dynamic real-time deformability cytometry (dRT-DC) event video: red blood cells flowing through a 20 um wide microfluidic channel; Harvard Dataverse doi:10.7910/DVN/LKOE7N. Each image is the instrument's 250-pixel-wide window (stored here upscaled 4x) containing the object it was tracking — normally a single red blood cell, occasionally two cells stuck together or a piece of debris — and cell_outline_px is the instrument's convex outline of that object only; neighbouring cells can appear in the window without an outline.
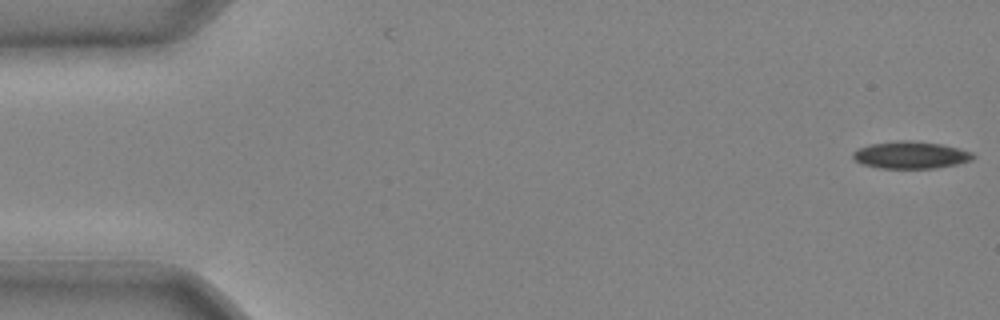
{"species": "common noctule bat (a hibernating species)", "species_latin": "Nyctalus noctula", "temperature_condition": "cold", "stored_images_in_passage": 42, "camera_frame_rate_fps": 3000, "um_per_image_px": 0.085, "animal": {"sex": "male", "body_mass_g": 20.4}, "frame": {"image": 1, "passage_image": 1, "time_ms": 0.0, "image_size_px": [1000, 320], "cell_outline_px": [[976, 156], [972, 160], [956, 164], [936, 168], [880, 168], [860, 164], [852, 156], [852, 152], [856, 148], [872, 144], [896, 140], [912, 140], [940, 144], [972, 152]], "centroid_in_image_um": [77.37, 13.17], "position_along_channel_um": 7.6, "area_um2": 19.07}}
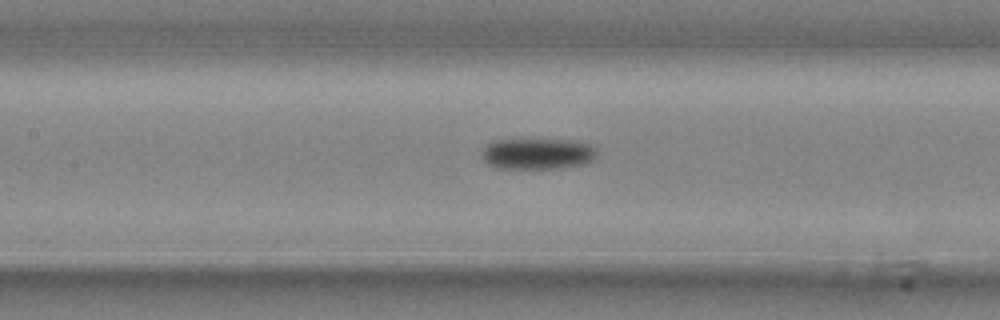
{"frame": {"image": 2, "passage_image": 20, "time_ms": 6.333, "image_size_px": [1000, 320], "cell_outline_px": [[596, 160], [588, 164], [564, 168], [496, 168], [488, 164], [480, 156], [484, 148], [492, 140], [568, 140], [592, 144], [596, 148]], "centroid_in_image_um": [45.74, 13.08], "position_along_channel_um": 161.7, "area_um2": 21.1}}
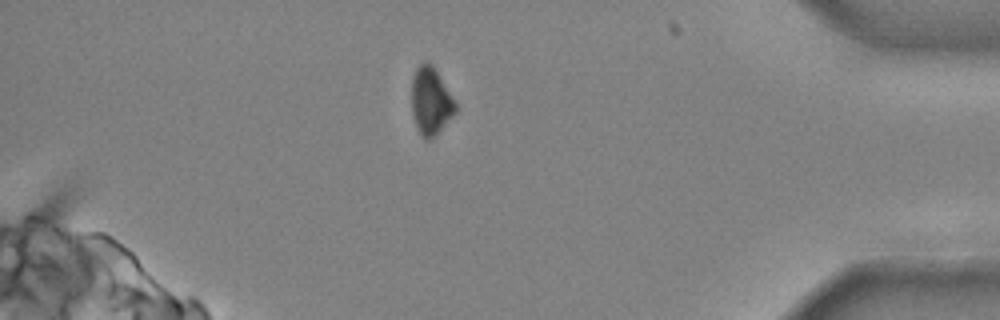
{"frame": {"image": 3, "passage_image": 38, "time_ms": 12.333, "image_size_px": [1000, 320], "cell_outline_px": [[456, 112], [432, 140], [424, 140], [416, 128], [412, 112], [412, 76], [416, 68], [424, 60], [428, 60], [436, 68], [456, 100]], "centroid_in_image_um": [36.62, 8.58], "position_along_channel_um": 398.6, "area_um2": 17.8}}